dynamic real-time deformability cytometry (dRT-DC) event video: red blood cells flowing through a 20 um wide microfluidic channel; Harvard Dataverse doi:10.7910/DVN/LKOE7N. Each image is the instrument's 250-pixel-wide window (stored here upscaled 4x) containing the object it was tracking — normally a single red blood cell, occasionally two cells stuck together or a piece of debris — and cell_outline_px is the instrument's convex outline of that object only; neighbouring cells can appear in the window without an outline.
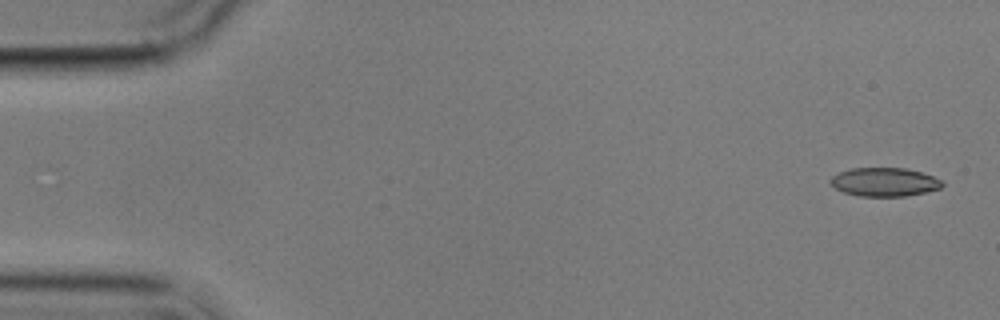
{"species": "common noctule bat (a hibernating species)", "species_latin": "Nyctalus noctula", "temperature_condition": "cold", "stored_images_in_passage": 5, "camera_frame_rate_fps": 3000, "um_per_image_px": 0.085, "animal": {"sex": "male", "body_mass_g": 17.9}, "frame": {"image": 1, "passage_image": 1, "time_ms": 0.0, "image_size_px": [1000, 320], "cell_outline_px": [[944, 184], [940, 188], [924, 192], [904, 196], [860, 196], [844, 192], [836, 188], [828, 180], [832, 176], [840, 172], [852, 168], [904, 168], [920, 172], [932, 176], [940, 180]], "centroid_in_image_um": [75.15, 15.47], "position_along_channel_um": 9.8, "area_um2": 18.38}}
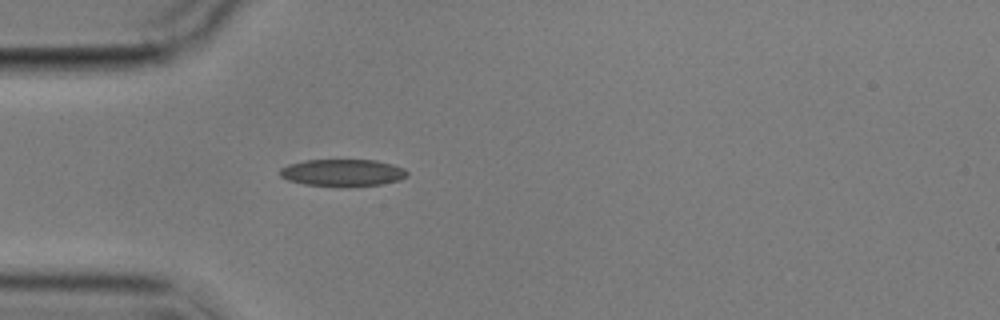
{"frame": {"image": 2, "passage_image": 5, "time_ms": 4.667, "image_size_px": [1000, 320], "cell_outline_px": [[408, 176], [400, 180], [380, 184], [348, 188], [304, 184], [288, 180], [280, 176], [280, 168], [288, 164], [304, 160], [376, 160], [392, 164], [404, 168], [408, 172]], "centroid_in_image_um": [29.13, 14.69], "position_along_channel_um": 55.9, "area_um2": 20.46}}